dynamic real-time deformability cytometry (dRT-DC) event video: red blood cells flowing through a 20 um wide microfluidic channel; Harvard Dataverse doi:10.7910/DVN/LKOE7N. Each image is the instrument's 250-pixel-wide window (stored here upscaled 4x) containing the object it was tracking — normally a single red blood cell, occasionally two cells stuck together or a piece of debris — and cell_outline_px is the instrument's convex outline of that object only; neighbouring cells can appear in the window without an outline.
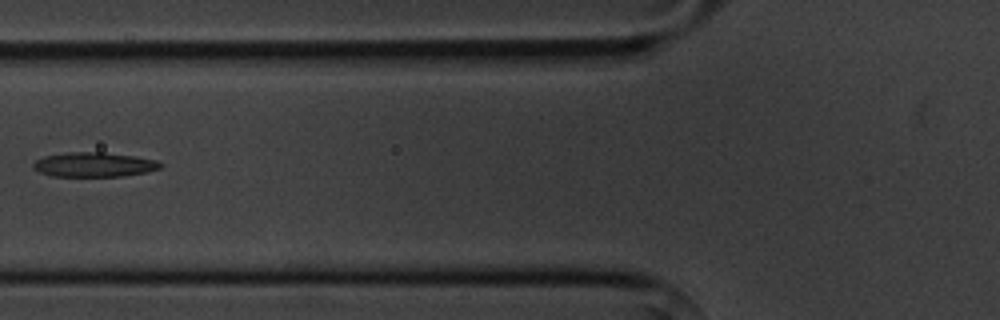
{"species": "common noctule bat (a hibernating species)", "species_latin": "Nyctalus noctula", "temperature_condition": "cold", "stored_images_in_passage": 6, "camera_frame_rate_fps": 3000, "um_per_image_px": 0.085, "animal": {"sex": "male", "body_mass_g": 20.1, "forearm_length_mm": 53.5}, "frame": {"image": 1, "passage_image": 6, "time_ms": 6.333, "image_size_px": [1000, 320], "cell_outline_px": [[164, 164], [160, 168], [148, 172], [124, 176], [52, 176], [40, 172], [32, 168], [32, 164], [36, 160], [44, 156], [68, 152], [104, 152], [136, 156], [156, 160]], "centroid_in_image_um": [8.01, 13.99], "position_along_channel_um": 117.8, "area_um2": 18.32}}